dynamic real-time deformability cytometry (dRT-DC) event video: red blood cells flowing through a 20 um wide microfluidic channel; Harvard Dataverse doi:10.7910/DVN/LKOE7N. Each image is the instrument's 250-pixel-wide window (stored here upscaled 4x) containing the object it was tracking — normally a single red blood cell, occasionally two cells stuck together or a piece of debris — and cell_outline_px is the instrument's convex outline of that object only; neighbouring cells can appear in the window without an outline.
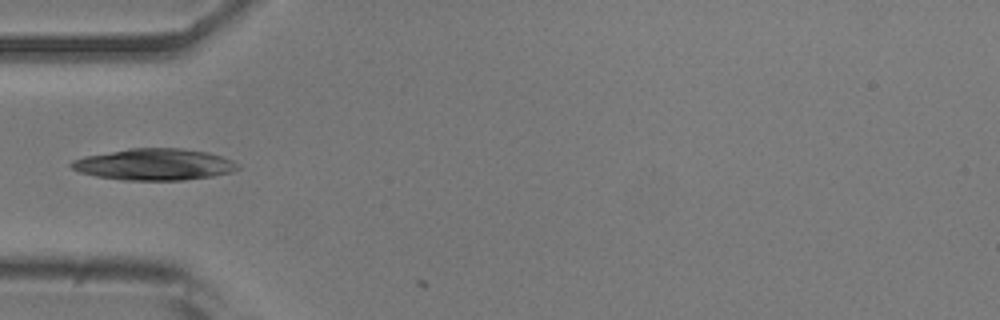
{"species": "common noctule bat (a hibernating species)", "species_latin": "Nyctalus noctula", "temperature_condition": "room temperature", "stored_images_in_passage": 3, "camera_frame_rate_fps": 3000, "um_per_image_px": 0.085, "animal": {"sex": "male", "body_mass_g": 20.5, "forearm_length_mm": 52.5}, "frame": {"image": 1, "passage_image": 1, "time_ms": 0.0, "image_size_px": [1000, 320], "cell_outline_px": [[240, 168], [232, 172], [212, 176], [184, 180], [124, 180], [96, 176], [80, 172], [72, 168], [68, 164], [72, 160], [84, 156], [132, 148], [180, 148], [208, 152], [232, 160], [240, 164]], "centroid_in_image_um": [13.13, 13.98], "position_along_channel_um": 71.9, "area_um2": 30.58}}